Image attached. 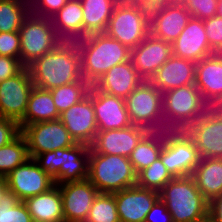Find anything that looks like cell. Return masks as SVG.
<instances>
[{
	"instance_id": "37",
	"label": "cell",
	"mask_w": 222,
	"mask_h": 222,
	"mask_svg": "<svg viewBox=\"0 0 222 222\" xmlns=\"http://www.w3.org/2000/svg\"><path fill=\"white\" fill-rule=\"evenodd\" d=\"M21 0H0V32L19 31L25 19Z\"/></svg>"
},
{
	"instance_id": "11",
	"label": "cell",
	"mask_w": 222,
	"mask_h": 222,
	"mask_svg": "<svg viewBox=\"0 0 222 222\" xmlns=\"http://www.w3.org/2000/svg\"><path fill=\"white\" fill-rule=\"evenodd\" d=\"M6 179L8 191L14 193L19 201L45 193L56 186L54 180L39 167L33 158H29L24 164L12 170Z\"/></svg>"
},
{
	"instance_id": "24",
	"label": "cell",
	"mask_w": 222,
	"mask_h": 222,
	"mask_svg": "<svg viewBox=\"0 0 222 222\" xmlns=\"http://www.w3.org/2000/svg\"><path fill=\"white\" fill-rule=\"evenodd\" d=\"M144 79L137 72L131 59L113 66L93 85L106 94L126 99Z\"/></svg>"
},
{
	"instance_id": "19",
	"label": "cell",
	"mask_w": 222,
	"mask_h": 222,
	"mask_svg": "<svg viewBox=\"0 0 222 222\" xmlns=\"http://www.w3.org/2000/svg\"><path fill=\"white\" fill-rule=\"evenodd\" d=\"M195 85L210 107H222V53H214L196 63Z\"/></svg>"
},
{
	"instance_id": "17",
	"label": "cell",
	"mask_w": 222,
	"mask_h": 222,
	"mask_svg": "<svg viewBox=\"0 0 222 222\" xmlns=\"http://www.w3.org/2000/svg\"><path fill=\"white\" fill-rule=\"evenodd\" d=\"M113 194L120 222H145L148 212L159 199V192L137 185Z\"/></svg>"
},
{
	"instance_id": "45",
	"label": "cell",
	"mask_w": 222,
	"mask_h": 222,
	"mask_svg": "<svg viewBox=\"0 0 222 222\" xmlns=\"http://www.w3.org/2000/svg\"><path fill=\"white\" fill-rule=\"evenodd\" d=\"M208 218L211 222H222V193L208 202Z\"/></svg>"
},
{
	"instance_id": "9",
	"label": "cell",
	"mask_w": 222,
	"mask_h": 222,
	"mask_svg": "<svg viewBox=\"0 0 222 222\" xmlns=\"http://www.w3.org/2000/svg\"><path fill=\"white\" fill-rule=\"evenodd\" d=\"M34 87L27 67L0 83V116L16 121L23 120L30 93Z\"/></svg>"
},
{
	"instance_id": "4",
	"label": "cell",
	"mask_w": 222,
	"mask_h": 222,
	"mask_svg": "<svg viewBox=\"0 0 222 222\" xmlns=\"http://www.w3.org/2000/svg\"><path fill=\"white\" fill-rule=\"evenodd\" d=\"M86 159L89 166L87 179L99 193L113 194L137 183V174L129 158L98 154L89 149Z\"/></svg>"
},
{
	"instance_id": "30",
	"label": "cell",
	"mask_w": 222,
	"mask_h": 222,
	"mask_svg": "<svg viewBox=\"0 0 222 222\" xmlns=\"http://www.w3.org/2000/svg\"><path fill=\"white\" fill-rule=\"evenodd\" d=\"M60 119L50 90L33 87L23 120L19 123L20 130L26 125Z\"/></svg>"
},
{
	"instance_id": "35",
	"label": "cell",
	"mask_w": 222,
	"mask_h": 222,
	"mask_svg": "<svg viewBox=\"0 0 222 222\" xmlns=\"http://www.w3.org/2000/svg\"><path fill=\"white\" fill-rule=\"evenodd\" d=\"M85 222H120L114 194L99 193Z\"/></svg>"
},
{
	"instance_id": "16",
	"label": "cell",
	"mask_w": 222,
	"mask_h": 222,
	"mask_svg": "<svg viewBox=\"0 0 222 222\" xmlns=\"http://www.w3.org/2000/svg\"><path fill=\"white\" fill-rule=\"evenodd\" d=\"M172 56V45L149 34L131 50V61L140 76L147 81Z\"/></svg>"
},
{
	"instance_id": "32",
	"label": "cell",
	"mask_w": 222,
	"mask_h": 222,
	"mask_svg": "<svg viewBox=\"0 0 222 222\" xmlns=\"http://www.w3.org/2000/svg\"><path fill=\"white\" fill-rule=\"evenodd\" d=\"M30 158L25 136L20 133L9 144L0 148V175L7 176Z\"/></svg>"
},
{
	"instance_id": "15",
	"label": "cell",
	"mask_w": 222,
	"mask_h": 222,
	"mask_svg": "<svg viewBox=\"0 0 222 222\" xmlns=\"http://www.w3.org/2000/svg\"><path fill=\"white\" fill-rule=\"evenodd\" d=\"M184 5L164 4L149 11L150 34L166 42H174L191 19Z\"/></svg>"
},
{
	"instance_id": "13",
	"label": "cell",
	"mask_w": 222,
	"mask_h": 222,
	"mask_svg": "<svg viewBox=\"0 0 222 222\" xmlns=\"http://www.w3.org/2000/svg\"><path fill=\"white\" fill-rule=\"evenodd\" d=\"M60 120L76 143L92 144L98 132L92 103V85L85 98L60 114Z\"/></svg>"
},
{
	"instance_id": "31",
	"label": "cell",
	"mask_w": 222,
	"mask_h": 222,
	"mask_svg": "<svg viewBox=\"0 0 222 222\" xmlns=\"http://www.w3.org/2000/svg\"><path fill=\"white\" fill-rule=\"evenodd\" d=\"M82 12L83 9L80 0H68L67 3L56 13L59 21L58 23L61 25V29H64L62 32H66L64 35L62 34V41H76L83 38Z\"/></svg>"
},
{
	"instance_id": "2",
	"label": "cell",
	"mask_w": 222,
	"mask_h": 222,
	"mask_svg": "<svg viewBox=\"0 0 222 222\" xmlns=\"http://www.w3.org/2000/svg\"><path fill=\"white\" fill-rule=\"evenodd\" d=\"M76 43L81 56L82 78L90 85L113 66L131 58V50L106 33L90 34Z\"/></svg>"
},
{
	"instance_id": "29",
	"label": "cell",
	"mask_w": 222,
	"mask_h": 222,
	"mask_svg": "<svg viewBox=\"0 0 222 222\" xmlns=\"http://www.w3.org/2000/svg\"><path fill=\"white\" fill-rule=\"evenodd\" d=\"M120 0H80L83 9V38L105 33L115 6Z\"/></svg>"
},
{
	"instance_id": "12",
	"label": "cell",
	"mask_w": 222,
	"mask_h": 222,
	"mask_svg": "<svg viewBox=\"0 0 222 222\" xmlns=\"http://www.w3.org/2000/svg\"><path fill=\"white\" fill-rule=\"evenodd\" d=\"M163 111L191 124L202 117L210 106L204 101L195 84L162 93Z\"/></svg>"
},
{
	"instance_id": "10",
	"label": "cell",
	"mask_w": 222,
	"mask_h": 222,
	"mask_svg": "<svg viewBox=\"0 0 222 222\" xmlns=\"http://www.w3.org/2000/svg\"><path fill=\"white\" fill-rule=\"evenodd\" d=\"M191 138L200 158H222V107H210L191 124Z\"/></svg>"
},
{
	"instance_id": "40",
	"label": "cell",
	"mask_w": 222,
	"mask_h": 222,
	"mask_svg": "<svg viewBox=\"0 0 222 222\" xmlns=\"http://www.w3.org/2000/svg\"><path fill=\"white\" fill-rule=\"evenodd\" d=\"M208 43L215 53H222V18L213 16L203 20Z\"/></svg>"
},
{
	"instance_id": "6",
	"label": "cell",
	"mask_w": 222,
	"mask_h": 222,
	"mask_svg": "<svg viewBox=\"0 0 222 222\" xmlns=\"http://www.w3.org/2000/svg\"><path fill=\"white\" fill-rule=\"evenodd\" d=\"M89 149L90 146L86 144L76 143L69 148L43 152L34 159L37 163L43 162V164L39 163V167L58 186L65 182L81 181L88 178L89 166H85L82 163L84 162L83 159L79 158L78 155H89Z\"/></svg>"
},
{
	"instance_id": "3",
	"label": "cell",
	"mask_w": 222,
	"mask_h": 222,
	"mask_svg": "<svg viewBox=\"0 0 222 222\" xmlns=\"http://www.w3.org/2000/svg\"><path fill=\"white\" fill-rule=\"evenodd\" d=\"M172 222H199L208 217V201L192 175L174 177L159 192Z\"/></svg>"
},
{
	"instance_id": "14",
	"label": "cell",
	"mask_w": 222,
	"mask_h": 222,
	"mask_svg": "<svg viewBox=\"0 0 222 222\" xmlns=\"http://www.w3.org/2000/svg\"><path fill=\"white\" fill-rule=\"evenodd\" d=\"M65 222H85L97 188L88 180L65 182L59 185Z\"/></svg>"
},
{
	"instance_id": "44",
	"label": "cell",
	"mask_w": 222,
	"mask_h": 222,
	"mask_svg": "<svg viewBox=\"0 0 222 222\" xmlns=\"http://www.w3.org/2000/svg\"><path fill=\"white\" fill-rule=\"evenodd\" d=\"M145 222H172V218L166 209V205L160 200V198L148 212Z\"/></svg>"
},
{
	"instance_id": "48",
	"label": "cell",
	"mask_w": 222,
	"mask_h": 222,
	"mask_svg": "<svg viewBox=\"0 0 222 222\" xmlns=\"http://www.w3.org/2000/svg\"><path fill=\"white\" fill-rule=\"evenodd\" d=\"M7 191H8L7 179L5 176L0 175V204Z\"/></svg>"
},
{
	"instance_id": "18",
	"label": "cell",
	"mask_w": 222,
	"mask_h": 222,
	"mask_svg": "<svg viewBox=\"0 0 222 222\" xmlns=\"http://www.w3.org/2000/svg\"><path fill=\"white\" fill-rule=\"evenodd\" d=\"M92 103L98 131L123 129L132 125L124 98L106 94L92 85Z\"/></svg>"
},
{
	"instance_id": "49",
	"label": "cell",
	"mask_w": 222,
	"mask_h": 222,
	"mask_svg": "<svg viewBox=\"0 0 222 222\" xmlns=\"http://www.w3.org/2000/svg\"><path fill=\"white\" fill-rule=\"evenodd\" d=\"M216 15L222 18V0H218Z\"/></svg>"
},
{
	"instance_id": "36",
	"label": "cell",
	"mask_w": 222,
	"mask_h": 222,
	"mask_svg": "<svg viewBox=\"0 0 222 222\" xmlns=\"http://www.w3.org/2000/svg\"><path fill=\"white\" fill-rule=\"evenodd\" d=\"M0 222H33L24 201L7 191L0 204Z\"/></svg>"
},
{
	"instance_id": "46",
	"label": "cell",
	"mask_w": 222,
	"mask_h": 222,
	"mask_svg": "<svg viewBox=\"0 0 222 222\" xmlns=\"http://www.w3.org/2000/svg\"><path fill=\"white\" fill-rule=\"evenodd\" d=\"M128 1L130 3L139 5L140 7L148 9L149 11L166 4V0H128Z\"/></svg>"
},
{
	"instance_id": "34",
	"label": "cell",
	"mask_w": 222,
	"mask_h": 222,
	"mask_svg": "<svg viewBox=\"0 0 222 222\" xmlns=\"http://www.w3.org/2000/svg\"><path fill=\"white\" fill-rule=\"evenodd\" d=\"M173 178L166 166L162 163L161 158L158 157L150 166L137 174L136 185L141 188L160 192Z\"/></svg>"
},
{
	"instance_id": "1",
	"label": "cell",
	"mask_w": 222,
	"mask_h": 222,
	"mask_svg": "<svg viewBox=\"0 0 222 222\" xmlns=\"http://www.w3.org/2000/svg\"><path fill=\"white\" fill-rule=\"evenodd\" d=\"M26 67L34 87L43 90H51L82 79L81 56L76 41H62Z\"/></svg>"
},
{
	"instance_id": "50",
	"label": "cell",
	"mask_w": 222,
	"mask_h": 222,
	"mask_svg": "<svg viewBox=\"0 0 222 222\" xmlns=\"http://www.w3.org/2000/svg\"><path fill=\"white\" fill-rule=\"evenodd\" d=\"M186 0H166V4L184 5Z\"/></svg>"
},
{
	"instance_id": "28",
	"label": "cell",
	"mask_w": 222,
	"mask_h": 222,
	"mask_svg": "<svg viewBox=\"0 0 222 222\" xmlns=\"http://www.w3.org/2000/svg\"><path fill=\"white\" fill-rule=\"evenodd\" d=\"M192 177L200 193L209 202L222 193V158H200Z\"/></svg>"
},
{
	"instance_id": "39",
	"label": "cell",
	"mask_w": 222,
	"mask_h": 222,
	"mask_svg": "<svg viewBox=\"0 0 222 222\" xmlns=\"http://www.w3.org/2000/svg\"><path fill=\"white\" fill-rule=\"evenodd\" d=\"M218 0H186L185 8L191 16L204 20L216 16Z\"/></svg>"
},
{
	"instance_id": "7",
	"label": "cell",
	"mask_w": 222,
	"mask_h": 222,
	"mask_svg": "<svg viewBox=\"0 0 222 222\" xmlns=\"http://www.w3.org/2000/svg\"><path fill=\"white\" fill-rule=\"evenodd\" d=\"M26 19L27 16L19 29L20 61L25 67L62 42L61 37H59L61 35L60 30L58 32L56 28L53 30L46 18H31L28 21Z\"/></svg>"
},
{
	"instance_id": "22",
	"label": "cell",
	"mask_w": 222,
	"mask_h": 222,
	"mask_svg": "<svg viewBox=\"0 0 222 222\" xmlns=\"http://www.w3.org/2000/svg\"><path fill=\"white\" fill-rule=\"evenodd\" d=\"M141 138L140 127L133 124L123 129L98 131L90 149L98 154L128 158Z\"/></svg>"
},
{
	"instance_id": "41",
	"label": "cell",
	"mask_w": 222,
	"mask_h": 222,
	"mask_svg": "<svg viewBox=\"0 0 222 222\" xmlns=\"http://www.w3.org/2000/svg\"><path fill=\"white\" fill-rule=\"evenodd\" d=\"M0 55L20 60V34L15 32H0Z\"/></svg>"
},
{
	"instance_id": "21",
	"label": "cell",
	"mask_w": 222,
	"mask_h": 222,
	"mask_svg": "<svg viewBox=\"0 0 222 222\" xmlns=\"http://www.w3.org/2000/svg\"><path fill=\"white\" fill-rule=\"evenodd\" d=\"M171 45L172 55L195 63L215 53L208 43L203 20L193 17Z\"/></svg>"
},
{
	"instance_id": "42",
	"label": "cell",
	"mask_w": 222,
	"mask_h": 222,
	"mask_svg": "<svg viewBox=\"0 0 222 222\" xmlns=\"http://www.w3.org/2000/svg\"><path fill=\"white\" fill-rule=\"evenodd\" d=\"M20 133L21 130L16 121L0 116V148L9 144Z\"/></svg>"
},
{
	"instance_id": "47",
	"label": "cell",
	"mask_w": 222,
	"mask_h": 222,
	"mask_svg": "<svg viewBox=\"0 0 222 222\" xmlns=\"http://www.w3.org/2000/svg\"><path fill=\"white\" fill-rule=\"evenodd\" d=\"M42 6L45 7L46 11H49L52 13H57L66 3L68 0H41ZM54 12V13H53Z\"/></svg>"
},
{
	"instance_id": "27",
	"label": "cell",
	"mask_w": 222,
	"mask_h": 222,
	"mask_svg": "<svg viewBox=\"0 0 222 222\" xmlns=\"http://www.w3.org/2000/svg\"><path fill=\"white\" fill-rule=\"evenodd\" d=\"M24 203L33 222H65L61 192L57 185L45 193L27 198Z\"/></svg>"
},
{
	"instance_id": "8",
	"label": "cell",
	"mask_w": 222,
	"mask_h": 222,
	"mask_svg": "<svg viewBox=\"0 0 222 222\" xmlns=\"http://www.w3.org/2000/svg\"><path fill=\"white\" fill-rule=\"evenodd\" d=\"M21 133L28 144L30 158L61 148H69L76 144L60 119L26 125Z\"/></svg>"
},
{
	"instance_id": "5",
	"label": "cell",
	"mask_w": 222,
	"mask_h": 222,
	"mask_svg": "<svg viewBox=\"0 0 222 222\" xmlns=\"http://www.w3.org/2000/svg\"><path fill=\"white\" fill-rule=\"evenodd\" d=\"M105 33L130 50L134 49L150 34L149 10L128 0H120Z\"/></svg>"
},
{
	"instance_id": "51",
	"label": "cell",
	"mask_w": 222,
	"mask_h": 222,
	"mask_svg": "<svg viewBox=\"0 0 222 222\" xmlns=\"http://www.w3.org/2000/svg\"><path fill=\"white\" fill-rule=\"evenodd\" d=\"M199 222H211V221H210V219L207 217V218H205V219H203V220H201V221H199Z\"/></svg>"
},
{
	"instance_id": "43",
	"label": "cell",
	"mask_w": 222,
	"mask_h": 222,
	"mask_svg": "<svg viewBox=\"0 0 222 222\" xmlns=\"http://www.w3.org/2000/svg\"><path fill=\"white\" fill-rule=\"evenodd\" d=\"M24 67L18 58L0 55V83L18 74Z\"/></svg>"
},
{
	"instance_id": "33",
	"label": "cell",
	"mask_w": 222,
	"mask_h": 222,
	"mask_svg": "<svg viewBox=\"0 0 222 222\" xmlns=\"http://www.w3.org/2000/svg\"><path fill=\"white\" fill-rule=\"evenodd\" d=\"M90 87L91 85L82 78L79 81L51 89L50 92L59 114L85 98Z\"/></svg>"
},
{
	"instance_id": "23",
	"label": "cell",
	"mask_w": 222,
	"mask_h": 222,
	"mask_svg": "<svg viewBox=\"0 0 222 222\" xmlns=\"http://www.w3.org/2000/svg\"><path fill=\"white\" fill-rule=\"evenodd\" d=\"M161 117H163L162 119H164V120L167 117L168 120L166 119V122L170 120V122H167V124H165L166 122L163 121L165 123H164V125H162V128L160 125H157L158 124L157 119H160L159 122L161 121V124H162ZM168 123H169V125H168ZM158 126H160V127H158ZM139 127L141 130L142 139L153 143L155 146H158L161 149L166 148L169 144L173 143L174 141L185 140V139H188L189 137H191V123L185 119L175 118L172 115H170L169 113H166L165 111H161L154 119H152L148 122L142 123ZM162 133L163 134L166 133L167 135L164 137L163 135H161ZM161 137H162V139H161Z\"/></svg>"
},
{
	"instance_id": "26",
	"label": "cell",
	"mask_w": 222,
	"mask_h": 222,
	"mask_svg": "<svg viewBox=\"0 0 222 222\" xmlns=\"http://www.w3.org/2000/svg\"><path fill=\"white\" fill-rule=\"evenodd\" d=\"M196 63L172 55L151 78L150 82L161 93L166 91L195 84Z\"/></svg>"
},
{
	"instance_id": "25",
	"label": "cell",
	"mask_w": 222,
	"mask_h": 222,
	"mask_svg": "<svg viewBox=\"0 0 222 222\" xmlns=\"http://www.w3.org/2000/svg\"><path fill=\"white\" fill-rule=\"evenodd\" d=\"M159 157L173 177L192 175L200 161L198 150L191 137L169 144L161 150Z\"/></svg>"
},
{
	"instance_id": "38",
	"label": "cell",
	"mask_w": 222,
	"mask_h": 222,
	"mask_svg": "<svg viewBox=\"0 0 222 222\" xmlns=\"http://www.w3.org/2000/svg\"><path fill=\"white\" fill-rule=\"evenodd\" d=\"M161 150L160 147L141 138L128 157L136 174L150 166L160 156Z\"/></svg>"
},
{
	"instance_id": "20",
	"label": "cell",
	"mask_w": 222,
	"mask_h": 222,
	"mask_svg": "<svg viewBox=\"0 0 222 222\" xmlns=\"http://www.w3.org/2000/svg\"><path fill=\"white\" fill-rule=\"evenodd\" d=\"M125 103L131 123L137 126L154 119L163 111L162 93L147 80L136 87Z\"/></svg>"
}]
</instances>
